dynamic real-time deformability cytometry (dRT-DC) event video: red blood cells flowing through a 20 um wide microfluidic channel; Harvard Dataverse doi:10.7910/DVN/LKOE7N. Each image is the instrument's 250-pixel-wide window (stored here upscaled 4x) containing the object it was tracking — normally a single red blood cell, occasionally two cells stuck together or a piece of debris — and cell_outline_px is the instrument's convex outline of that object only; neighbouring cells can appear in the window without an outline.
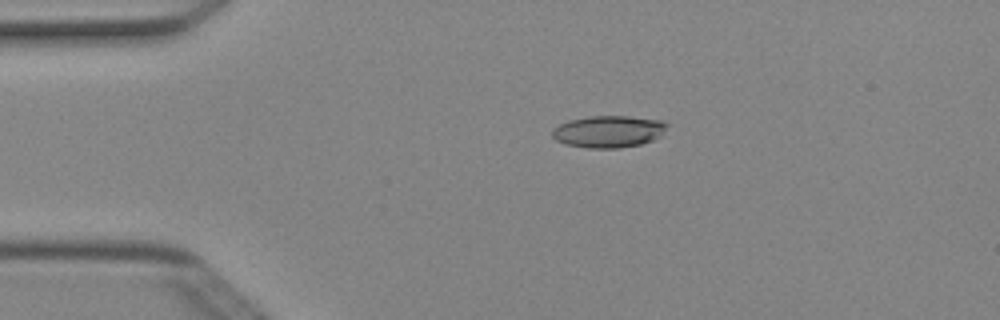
{"species": "Egyptian fruit bat (a non-hibernating species)", "species_latin": "Rousettus aegyptiacus", "temperature_condition": "cold", "stored_images_in_passage": 4, "camera_frame_rate_fps": 3000, "um_per_image_px": 0.085, "animal": {"sex": "female"}, "frame": {"image": 1, "passage_image": 3, "time_ms": 0.667, "image_size_px": [1000, 320], "cell_outline_px": [[668, 124], [660, 136], [652, 140], [640, 144], [620, 148], [588, 148], [564, 144], [556, 140], [552, 136], [552, 128], [568, 120], [588, 116], [628, 116], [660, 120]], "centroid_in_image_um": [51.68, 11.18], "position_along_channel_um": 33.3, "area_um2": 21.39}}